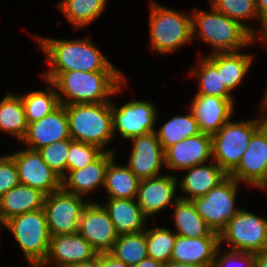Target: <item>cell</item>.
<instances>
[{
	"label": "cell",
	"mask_w": 267,
	"mask_h": 267,
	"mask_svg": "<svg viewBox=\"0 0 267 267\" xmlns=\"http://www.w3.org/2000/svg\"><path fill=\"white\" fill-rule=\"evenodd\" d=\"M132 267H163V264L159 261L152 259L151 257H146L141 260L137 265Z\"/></svg>",
	"instance_id": "44"
},
{
	"label": "cell",
	"mask_w": 267,
	"mask_h": 267,
	"mask_svg": "<svg viewBox=\"0 0 267 267\" xmlns=\"http://www.w3.org/2000/svg\"><path fill=\"white\" fill-rule=\"evenodd\" d=\"M67 173L70 170L85 168L94 162L104 151L99 147L79 141H72L68 150Z\"/></svg>",
	"instance_id": "38"
},
{
	"label": "cell",
	"mask_w": 267,
	"mask_h": 267,
	"mask_svg": "<svg viewBox=\"0 0 267 267\" xmlns=\"http://www.w3.org/2000/svg\"><path fill=\"white\" fill-rule=\"evenodd\" d=\"M177 184V177L168 174L141 180L136 201L143 213L152 216L178 201L180 198L175 196Z\"/></svg>",
	"instance_id": "17"
},
{
	"label": "cell",
	"mask_w": 267,
	"mask_h": 267,
	"mask_svg": "<svg viewBox=\"0 0 267 267\" xmlns=\"http://www.w3.org/2000/svg\"><path fill=\"white\" fill-rule=\"evenodd\" d=\"M173 207L177 235L189 238L219 237L207 226L192 200L178 199Z\"/></svg>",
	"instance_id": "27"
},
{
	"label": "cell",
	"mask_w": 267,
	"mask_h": 267,
	"mask_svg": "<svg viewBox=\"0 0 267 267\" xmlns=\"http://www.w3.org/2000/svg\"><path fill=\"white\" fill-rule=\"evenodd\" d=\"M47 83L46 91H32L21 95L28 124L42 119L60 105L55 86L49 81Z\"/></svg>",
	"instance_id": "34"
},
{
	"label": "cell",
	"mask_w": 267,
	"mask_h": 267,
	"mask_svg": "<svg viewBox=\"0 0 267 267\" xmlns=\"http://www.w3.org/2000/svg\"><path fill=\"white\" fill-rule=\"evenodd\" d=\"M254 267H267V250L253 254Z\"/></svg>",
	"instance_id": "43"
},
{
	"label": "cell",
	"mask_w": 267,
	"mask_h": 267,
	"mask_svg": "<svg viewBox=\"0 0 267 267\" xmlns=\"http://www.w3.org/2000/svg\"><path fill=\"white\" fill-rule=\"evenodd\" d=\"M189 112L187 115H175L155 131L163 150L201 133L191 109Z\"/></svg>",
	"instance_id": "30"
},
{
	"label": "cell",
	"mask_w": 267,
	"mask_h": 267,
	"mask_svg": "<svg viewBox=\"0 0 267 267\" xmlns=\"http://www.w3.org/2000/svg\"><path fill=\"white\" fill-rule=\"evenodd\" d=\"M195 33L197 38L210 44L214 49L212 53L237 52L257 41L239 22L217 11L212 5L210 12H192V36Z\"/></svg>",
	"instance_id": "3"
},
{
	"label": "cell",
	"mask_w": 267,
	"mask_h": 267,
	"mask_svg": "<svg viewBox=\"0 0 267 267\" xmlns=\"http://www.w3.org/2000/svg\"><path fill=\"white\" fill-rule=\"evenodd\" d=\"M109 253L128 267L137 265L148 257L146 230L118 236Z\"/></svg>",
	"instance_id": "33"
},
{
	"label": "cell",
	"mask_w": 267,
	"mask_h": 267,
	"mask_svg": "<svg viewBox=\"0 0 267 267\" xmlns=\"http://www.w3.org/2000/svg\"><path fill=\"white\" fill-rule=\"evenodd\" d=\"M72 139H67L42 147L38 150L43 161L61 178L67 175V157ZM65 171V172H64Z\"/></svg>",
	"instance_id": "37"
},
{
	"label": "cell",
	"mask_w": 267,
	"mask_h": 267,
	"mask_svg": "<svg viewBox=\"0 0 267 267\" xmlns=\"http://www.w3.org/2000/svg\"><path fill=\"white\" fill-rule=\"evenodd\" d=\"M27 126L21 95L7 93L0 101V130L21 141Z\"/></svg>",
	"instance_id": "29"
},
{
	"label": "cell",
	"mask_w": 267,
	"mask_h": 267,
	"mask_svg": "<svg viewBox=\"0 0 267 267\" xmlns=\"http://www.w3.org/2000/svg\"><path fill=\"white\" fill-rule=\"evenodd\" d=\"M256 1H257V12L260 21L259 23H261L259 25L262 31L259 33V39L263 40L264 41L263 43L267 46V0H256Z\"/></svg>",
	"instance_id": "41"
},
{
	"label": "cell",
	"mask_w": 267,
	"mask_h": 267,
	"mask_svg": "<svg viewBox=\"0 0 267 267\" xmlns=\"http://www.w3.org/2000/svg\"><path fill=\"white\" fill-rule=\"evenodd\" d=\"M71 139L65 106L60 104L55 110L38 121L29 123L21 140L27 148L39 150L55 142Z\"/></svg>",
	"instance_id": "16"
},
{
	"label": "cell",
	"mask_w": 267,
	"mask_h": 267,
	"mask_svg": "<svg viewBox=\"0 0 267 267\" xmlns=\"http://www.w3.org/2000/svg\"><path fill=\"white\" fill-rule=\"evenodd\" d=\"M68 267H100V253L91 260L80 262Z\"/></svg>",
	"instance_id": "45"
},
{
	"label": "cell",
	"mask_w": 267,
	"mask_h": 267,
	"mask_svg": "<svg viewBox=\"0 0 267 267\" xmlns=\"http://www.w3.org/2000/svg\"><path fill=\"white\" fill-rule=\"evenodd\" d=\"M140 181L127 166L115 164L113 158L106 168L104 188L109 198L134 199Z\"/></svg>",
	"instance_id": "28"
},
{
	"label": "cell",
	"mask_w": 267,
	"mask_h": 267,
	"mask_svg": "<svg viewBox=\"0 0 267 267\" xmlns=\"http://www.w3.org/2000/svg\"><path fill=\"white\" fill-rule=\"evenodd\" d=\"M207 57L221 70L222 83L230 93L242 83L252 63V56L240 51L211 53Z\"/></svg>",
	"instance_id": "26"
},
{
	"label": "cell",
	"mask_w": 267,
	"mask_h": 267,
	"mask_svg": "<svg viewBox=\"0 0 267 267\" xmlns=\"http://www.w3.org/2000/svg\"><path fill=\"white\" fill-rule=\"evenodd\" d=\"M239 183L267 188V120L252 135L238 166L229 174Z\"/></svg>",
	"instance_id": "12"
},
{
	"label": "cell",
	"mask_w": 267,
	"mask_h": 267,
	"mask_svg": "<svg viewBox=\"0 0 267 267\" xmlns=\"http://www.w3.org/2000/svg\"><path fill=\"white\" fill-rule=\"evenodd\" d=\"M107 0H62L58 7L76 28L91 24L106 8Z\"/></svg>",
	"instance_id": "31"
},
{
	"label": "cell",
	"mask_w": 267,
	"mask_h": 267,
	"mask_svg": "<svg viewBox=\"0 0 267 267\" xmlns=\"http://www.w3.org/2000/svg\"><path fill=\"white\" fill-rule=\"evenodd\" d=\"M89 201L63 188L46 195L44 212L51 236L74 234L79 231L80 219Z\"/></svg>",
	"instance_id": "10"
},
{
	"label": "cell",
	"mask_w": 267,
	"mask_h": 267,
	"mask_svg": "<svg viewBox=\"0 0 267 267\" xmlns=\"http://www.w3.org/2000/svg\"><path fill=\"white\" fill-rule=\"evenodd\" d=\"M100 267H128L123 261L116 259L109 252L100 253Z\"/></svg>",
	"instance_id": "42"
},
{
	"label": "cell",
	"mask_w": 267,
	"mask_h": 267,
	"mask_svg": "<svg viewBox=\"0 0 267 267\" xmlns=\"http://www.w3.org/2000/svg\"><path fill=\"white\" fill-rule=\"evenodd\" d=\"M212 160V138L206 133L188 137L164 150V164L170 170H184Z\"/></svg>",
	"instance_id": "15"
},
{
	"label": "cell",
	"mask_w": 267,
	"mask_h": 267,
	"mask_svg": "<svg viewBox=\"0 0 267 267\" xmlns=\"http://www.w3.org/2000/svg\"><path fill=\"white\" fill-rule=\"evenodd\" d=\"M219 247V237L189 238L177 235L171 261L211 267Z\"/></svg>",
	"instance_id": "22"
},
{
	"label": "cell",
	"mask_w": 267,
	"mask_h": 267,
	"mask_svg": "<svg viewBox=\"0 0 267 267\" xmlns=\"http://www.w3.org/2000/svg\"><path fill=\"white\" fill-rule=\"evenodd\" d=\"M133 150L131 151L128 168L140 179L160 176L164 162V150L154 132L131 138Z\"/></svg>",
	"instance_id": "19"
},
{
	"label": "cell",
	"mask_w": 267,
	"mask_h": 267,
	"mask_svg": "<svg viewBox=\"0 0 267 267\" xmlns=\"http://www.w3.org/2000/svg\"><path fill=\"white\" fill-rule=\"evenodd\" d=\"M98 255L92 245L78 232L74 234L54 235L49 242L45 265L68 267L88 261ZM57 264V265H56Z\"/></svg>",
	"instance_id": "18"
},
{
	"label": "cell",
	"mask_w": 267,
	"mask_h": 267,
	"mask_svg": "<svg viewBox=\"0 0 267 267\" xmlns=\"http://www.w3.org/2000/svg\"><path fill=\"white\" fill-rule=\"evenodd\" d=\"M29 265L30 267H48L43 262H32V263H29Z\"/></svg>",
	"instance_id": "47"
},
{
	"label": "cell",
	"mask_w": 267,
	"mask_h": 267,
	"mask_svg": "<svg viewBox=\"0 0 267 267\" xmlns=\"http://www.w3.org/2000/svg\"><path fill=\"white\" fill-rule=\"evenodd\" d=\"M10 156L15 161L20 184L39 189L46 195L62 188V178L43 161L38 150L26 148Z\"/></svg>",
	"instance_id": "13"
},
{
	"label": "cell",
	"mask_w": 267,
	"mask_h": 267,
	"mask_svg": "<svg viewBox=\"0 0 267 267\" xmlns=\"http://www.w3.org/2000/svg\"><path fill=\"white\" fill-rule=\"evenodd\" d=\"M51 68L47 73L118 71L89 38L58 40L36 36Z\"/></svg>",
	"instance_id": "2"
},
{
	"label": "cell",
	"mask_w": 267,
	"mask_h": 267,
	"mask_svg": "<svg viewBox=\"0 0 267 267\" xmlns=\"http://www.w3.org/2000/svg\"><path fill=\"white\" fill-rule=\"evenodd\" d=\"M114 157L113 150L104 149V152L85 168L70 170L69 175L62 178V188L69 193L84 197L83 195H88L97 187H104L106 168Z\"/></svg>",
	"instance_id": "21"
},
{
	"label": "cell",
	"mask_w": 267,
	"mask_h": 267,
	"mask_svg": "<svg viewBox=\"0 0 267 267\" xmlns=\"http://www.w3.org/2000/svg\"><path fill=\"white\" fill-rule=\"evenodd\" d=\"M102 206L108 212L118 236L137 233L146 230L145 221L148 218L134 199L108 198Z\"/></svg>",
	"instance_id": "25"
},
{
	"label": "cell",
	"mask_w": 267,
	"mask_h": 267,
	"mask_svg": "<svg viewBox=\"0 0 267 267\" xmlns=\"http://www.w3.org/2000/svg\"><path fill=\"white\" fill-rule=\"evenodd\" d=\"M233 98L196 95L191 104V111L196 117L202 133L215 134L227 121L234 111Z\"/></svg>",
	"instance_id": "20"
},
{
	"label": "cell",
	"mask_w": 267,
	"mask_h": 267,
	"mask_svg": "<svg viewBox=\"0 0 267 267\" xmlns=\"http://www.w3.org/2000/svg\"><path fill=\"white\" fill-rule=\"evenodd\" d=\"M259 119L227 121L212 138V160L229 175L240 163L252 135L266 122Z\"/></svg>",
	"instance_id": "6"
},
{
	"label": "cell",
	"mask_w": 267,
	"mask_h": 267,
	"mask_svg": "<svg viewBox=\"0 0 267 267\" xmlns=\"http://www.w3.org/2000/svg\"><path fill=\"white\" fill-rule=\"evenodd\" d=\"M43 76L55 86L62 105L110 102L109 97L120 92L125 84L119 71H71Z\"/></svg>",
	"instance_id": "1"
},
{
	"label": "cell",
	"mask_w": 267,
	"mask_h": 267,
	"mask_svg": "<svg viewBox=\"0 0 267 267\" xmlns=\"http://www.w3.org/2000/svg\"><path fill=\"white\" fill-rule=\"evenodd\" d=\"M3 226L14 235L28 263L45 261L51 235L43 208L14 216Z\"/></svg>",
	"instance_id": "7"
},
{
	"label": "cell",
	"mask_w": 267,
	"mask_h": 267,
	"mask_svg": "<svg viewBox=\"0 0 267 267\" xmlns=\"http://www.w3.org/2000/svg\"><path fill=\"white\" fill-rule=\"evenodd\" d=\"M177 234L166 228H146V242L148 257L166 264L171 261L174 242Z\"/></svg>",
	"instance_id": "36"
},
{
	"label": "cell",
	"mask_w": 267,
	"mask_h": 267,
	"mask_svg": "<svg viewBox=\"0 0 267 267\" xmlns=\"http://www.w3.org/2000/svg\"><path fill=\"white\" fill-rule=\"evenodd\" d=\"M113 134L118 131L122 139H130L156 131L154 125L157 120L156 108L148 101L134 100L121 107L112 104Z\"/></svg>",
	"instance_id": "11"
},
{
	"label": "cell",
	"mask_w": 267,
	"mask_h": 267,
	"mask_svg": "<svg viewBox=\"0 0 267 267\" xmlns=\"http://www.w3.org/2000/svg\"><path fill=\"white\" fill-rule=\"evenodd\" d=\"M239 184L228 175L204 196L192 200L197 212L213 232L219 234L240 210L236 207Z\"/></svg>",
	"instance_id": "9"
},
{
	"label": "cell",
	"mask_w": 267,
	"mask_h": 267,
	"mask_svg": "<svg viewBox=\"0 0 267 267\" xmlns=\"http://www.w3.org/2000/svg\"><path fill=\"white\" fill-rule=\"evenodd\" d=\"M260 107H261L260 110L263 112L267 108V93H266V95H264V100L262 101V105Z\"/></svg>",
	"instance_id": "48"
},
{
	"label": "cell",
	"mask_w": 267,
	"mask_h": 267,
	"mask_svg": "<svg viewBox=\"0 0 267 267\" xmlns=\"http://www.w3.org/2000/svg\"><path fill=\"white\" fill-rule=\"evenodd\" d=\"M91 201L83 210L78 233L92 245L97 253L110 252L118 238L114 224L105 208Z\"/></svg>",
	"instance_id": "14"
},
{
	"label": "cell",
	"mask_w": 267,
	"mask_h": 267,
	"mask_svg": "<svg viewBox=\"0 0 267 267\" xmlns=\"http://www.w3.org/2000/svg\"><path fill=\"white\" fill-rule=\"evenodd\" d=\"M208 164L184 169L187 170V174L178 182V186L186 196L180 195V199L193 200L204 196L228 176L213 160Z\"/></svg>",
	"instance_id": "23"
},
{
	"label": "cell",
	"mask_w": 267,
	"mask_h": 267,
	"mask_svg": "<svg viewBox=\"0 0 267 267\" xmlns=\"http://www.w3.org/2000/svg\"><path fill=\"white\" fill-rule=\"evenodd\" d=\"M220 246L227 243L231 251L257 253L267 250V218L240 209L219 233ZM225 241V242H224Z\"/></svg>",
	"instance_id": "8"
},
{
	"label": "cell",
	"mask_w": 267,
	"mask_h": 267,
	"mask_svg": "<svg viewBox=\"0 0 267 267\" xmlns=\"http://www.w3.org/2000/svg\"><path fill=\"white\" fill-rule=\"evenodd\" d=\"M198 65L194 66L192 72L196 76L198 85V93L196 95L216 96L219 98H232L231 93L222 83L221 70L207 57L198 59ZM201 61V62H200Z\"/></svg>",
	"instance_id": "32"
},
{
	"label": "cell",
	"mask_w": 267,
	"mask_h": 267,
	"mask_svg": "<svg viewBox=\"0 0 267 267\" xmlns=\"http://www.w3.org/2000/svg\"><path fill=\"white\" fill-rule=\"evenodd\" d=\"M46 194L41 190L18 184L0 198V226L10 218L42 209Z\"/></svg>",
	"instance_id": "24"
},
{
	"label": "cell",
	"mask_w": 267,
	"mask_h": 267,
	"mask_svg": "<svg viewBox=\"0 0 267 267\" xmlns=\"http://www.w3.org/2000/svg\"><path fill=\"white\" fill-rule=\"evenodd\" d=\"M212 5L217 11L225 14L230 19L236 20L243 27H245L255 38L256 35L259 38V30L256 32L246 23L248 19H258L257 1L256 0H210ZM256 33V34H255Z\"/></svg>",
	"instance_id": "35"
},
{
	"label": "cell",
	"mask_w": 267,
	"mask_h": 267,
	"mask_svg": "<svg viewBox=\"0 0 267 267\" xmlns=\"http://www.w3.org/2000/svg\"><path fill=\"white\" fill-rule=\"evenodd\" d=\"M149 38L153 50L167 54L191 44L192 16L163 7L151 0Z\"/></svg>",
	"instance_id": "5"
},
{
	"label": "cell",
	"mask_w": 267,
	"mask_h": 267,
	"mask_svg": "<svg viewBox=\"0 0 267 267\" xmlns=\"http://www.w3.org/2000/svg\"><path fill=\"white\" fill-rule=\"evenodd\" d=\"M163 267H208V266L170 261L167 262L166 264H163Z\"/></svg>",
	"instance_id": "46"
},
{
	"label": "cell",
	"mask_w": 267,
	"mask_h": 267,
	"mask_svg": "<svg viewBox=\"0 0 267 267\" xmlns=\"http://www.w3.org/2000/svg\"><path fill=\"white\" fill-rule=\"evenodd\" d=\"M220 250L221 249L219 247L215 261L211 267H254V258L252 253L226 250L223 254Z\"/></svg>",
	"instance_id": "39"
},
{
	"label": "cell",
	"mask_w": 267,
	"mask_h": 267,
	"mask_svg": "<svg viewBox=\"0 0 267 267\" xmlns=\"http://www.w3.org/2000/svg\"><path fill=\"white\" fill-rule=\"evenodd\" d=\"M64 106L72 140L92 144L102 150L111 142L114 137L111 101Z\"/></svg>",
	"instance_id": "4"
},
{
	"label": "cell",
	"mask_w": 267,
	"mask_h": 267,
	"mask_svg": "<svg viewBox=\"0 0 267 267\" xmlns=\"http://www.w3.org/2000/svg\"><path fill=\"white\" fill-rule=\"evenodd\" d=\"M19 183L14 159L7 154L0 156V198Z\"/></svg>",
	"instance_id": "40"
}]
</instances>
